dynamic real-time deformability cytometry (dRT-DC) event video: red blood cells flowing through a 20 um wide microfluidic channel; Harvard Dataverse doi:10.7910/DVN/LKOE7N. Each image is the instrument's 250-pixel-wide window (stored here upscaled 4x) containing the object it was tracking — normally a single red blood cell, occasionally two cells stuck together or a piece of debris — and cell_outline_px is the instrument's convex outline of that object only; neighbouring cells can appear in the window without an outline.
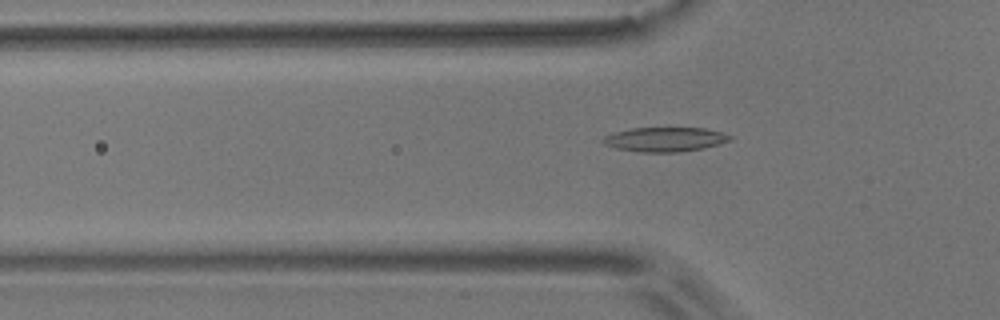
{"species": "common noctule bat (a hibernating species)", "species_latin": "Nyctalus noctula", "temperature_condition": "room temperature", "stored_images_in_passage": 47, "camera_frame_rate_fps": 3000, "um_per_image_px": 0.085, "animal": {"sex": "male", "body_mass_g": 17.9}, "frame": {"image": 1, "passage_image": 10, "time_ms": 3.0, "image_size_px": [1000, 320], "cell_outline_px": [[732, 140], [720, 144], [704, 148], [676, 152], [644, 152], [616, 148], [604, 144], [600, 140], [604, 136], [612, 132], [632, 128], [704, 128], [720, 132], [732, 136]], "centroid_in_image_um": [56.5, 11.84], "position_along_channel_um": 69.3, "area_um2": 18.03}}
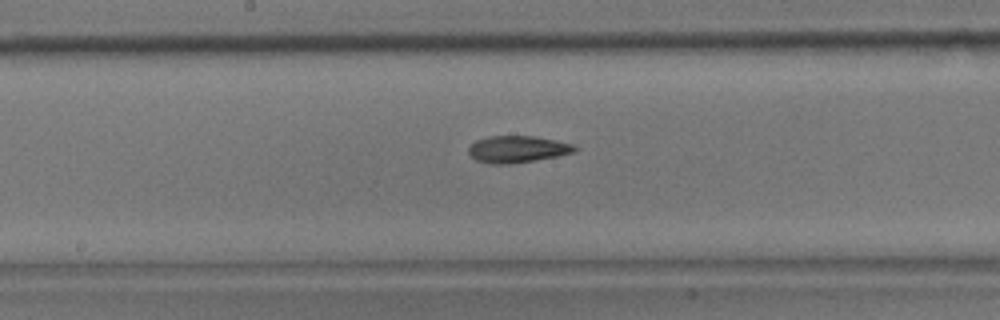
{"frame": {"image": 2, "passage_image": 21, "time_ms": 6.667, "image_size_px": [1000, 320], "cell_outline_px": [[576, 152], [556, 156], [508, 164], [488, 164], [476, 160], [468, 152], [468, 148], [476, 140], [488, 136], [532, 136], [572, 144], [576, 148]], "centroid_in_image_um": [43.92, 12.68], "position_along_channel_um": 204.3, "area_um2": 16.3}}
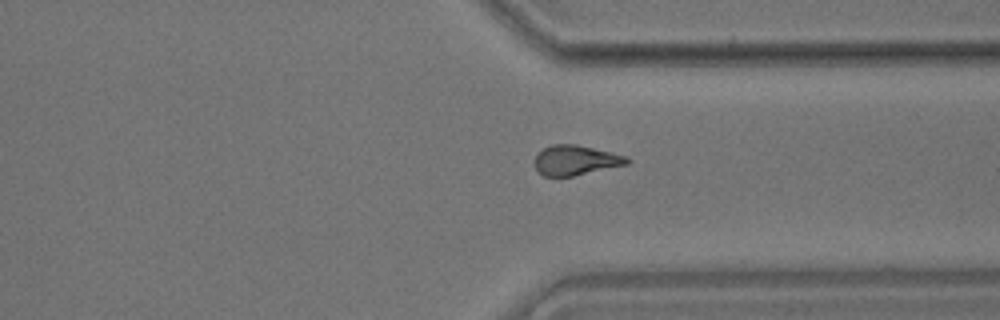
{"frame": {"image": 3, "passage_image": 34, "time_ms": 11.0, "image_size_px": [1000, 320], "cell_outline_px": [[632, 160], [628, 164], [572, 176], [544, 176], [536, 172], [536, 156], [544, 148], [552, 144], [576, 144], [628, 156]], "centroid_in_image_um": [48.96, 13.62], "position_along_channel_um": 362.4, "area_um2": 16.01}, "authors_computed_cell_mechanics": {"area_um2": 16.473, "velocity_mm_per_s": 3.6508, "shape_relaxation_time_tau1_ms": 10.7909, "shape_relaxation_time_tau2_ms": 7.2352, "deformation_change_tau1": 0.2432, "deformation_change_tau2": 0.1616}}